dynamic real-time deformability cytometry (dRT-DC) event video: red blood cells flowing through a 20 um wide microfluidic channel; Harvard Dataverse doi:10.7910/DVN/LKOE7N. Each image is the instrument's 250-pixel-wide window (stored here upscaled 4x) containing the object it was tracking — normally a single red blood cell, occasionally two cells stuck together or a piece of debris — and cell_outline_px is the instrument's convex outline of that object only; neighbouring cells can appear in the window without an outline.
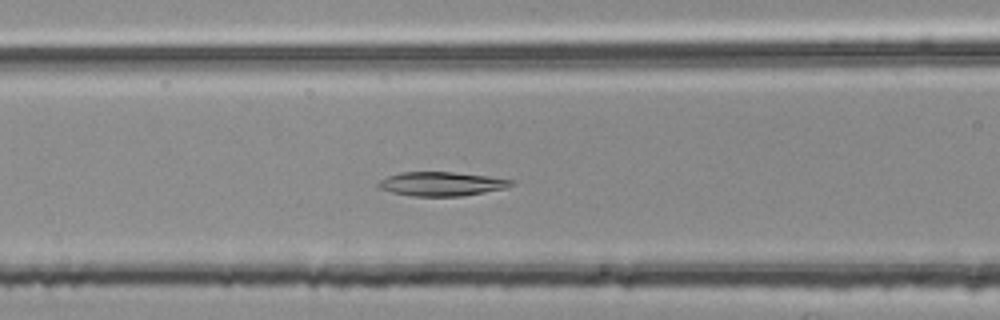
{"species": "common noctule bat (a hibernating species)", "species_latin": "Nyctalus noctula", "temperature_condition": "room temperature", "stored_images_in_passage": 52, "camera_frame_rate_fps": 3000, "um_per_image_px": 0.085, "animal": {"sex": "female", "body_mass_g": 25.1}, "frame": {"image": 1, "passage_image": 22, "time_ms": 7.0, "image_size_px": [1000, 320], "cell_outline_px": [[516, 184], [504, 188], [484, 192], [460, 196], [412, 196], [392, 192], [380, 188], [376, 184], [380, 180], [388, 176], [400, 172], [452, 172], [488, 176], [516, 180]], "centroid_in_image_um": [37.55, 15.62], "position_along_channel_um": 129.1, "area_um2": 18.55}}
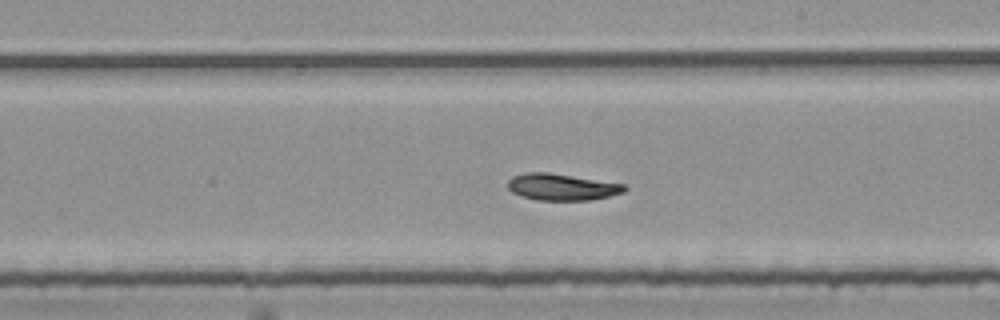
{"frame": {"image": 2, "passage_image": 31, "time_ms": 10.0, "image_size_px": [1000, 320], "cell_outline_px": [[628, 188], [624, 192], [592, 200], [536, 200], [520, 196], [512, 192], [508, 188], [508, 180], [512, 176], [524, 172], [548, 172], [624, 184]], "centroid_in_image_um": [47.72, 15.89], "position_along_channel_um": 241.3, "area_um2": 18.15}}
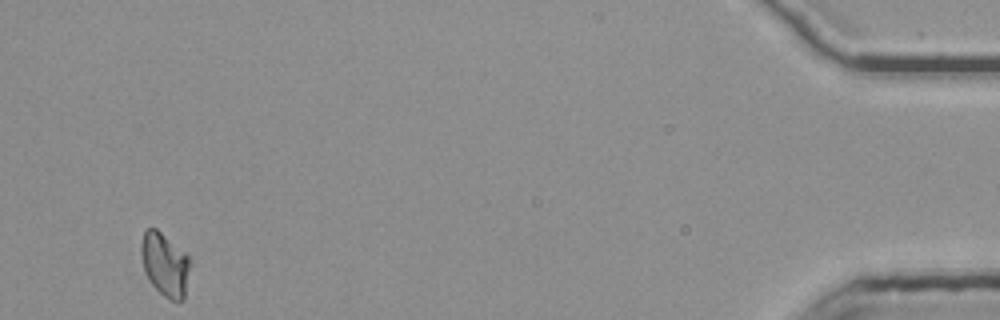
{"frame": {"image": 3, "passage_image": 52, "time_ms": 17.0, "image_size_px": [1000, 320], "cell_outline_px": [[188, 268], [184, 300], [172, 300], [164, 296], [148, 280], [144, 272], [140, 252], [140, 244], [144, 232], [148, 228], [156, 228], [184, 252], [188, 256]], "centroid_in_image_um": [13.96, 22.46], "position_along_channel_um": 421.2, "area_um2": 17.69}, "authors_computed_cell_mechanics": {"area_um2": 18.5538, "velocity_mm_per_s": 3.7547, "shape_relaxation_time_tau1_ms": 6.0497, "shape_relaxation_time_tau2_ms": null, "deformation_change_tau1": 0.144, "deformation_change_tau2": null}}